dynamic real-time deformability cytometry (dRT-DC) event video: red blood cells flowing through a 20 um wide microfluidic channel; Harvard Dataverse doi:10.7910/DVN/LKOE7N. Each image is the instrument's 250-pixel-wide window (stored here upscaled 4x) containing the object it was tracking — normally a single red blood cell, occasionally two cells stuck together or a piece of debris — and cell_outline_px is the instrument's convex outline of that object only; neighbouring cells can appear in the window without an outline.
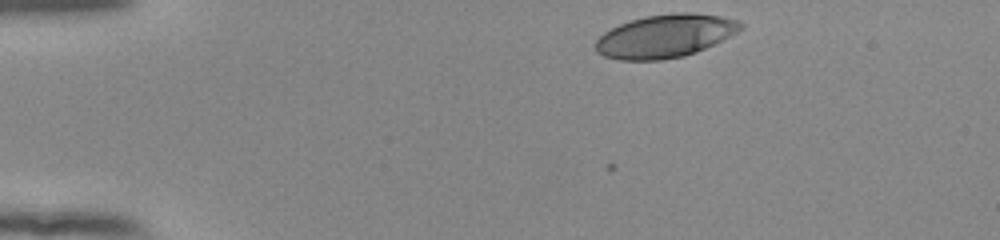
{"species": "human", "species_latin": "Homo sapiens", "temperature_condition": "room temperature", "stored_images_in_passage": 37, "camera_frame_rate_fps": 3000, "um_per_image_px": 0.085, "donor": {"sex": "female"}, "frame": {"image": 1, "passage_image": 1, "time_ms": 0.0, "image_size_px": [1000, 240], "cell_outline_px": [[744, 28], [696, 52], [684, 56], [660, 60], [620, 60], [604, 56], [596, 52], [596, 40], [604, 32], [620, 24], [644, 16], [672, 12], [692, 12], [720, 16], [740, 20], [744, 24]], "centroid_in_image_um": [56.54, 3.05], "position_along_channel_um": 28.5, "area_um2": 36.36}}
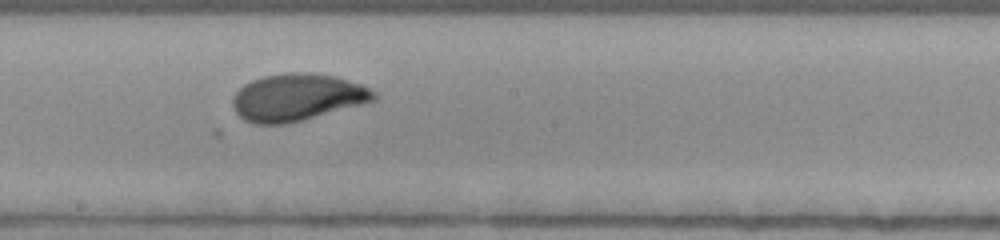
{"frame": {"image": 2, "passage_image": 22, "time_ms": 7.0, "image_size_px": [1000, 240], "cell_outline_px": [[376, 100], [304, 120], [288, 124], [256, 124], [244, 120], [236, 112], [232, 104], [232, 100], [236, 92], [244, 84], [252, 80], [264, 76], [292, 72], [308, 72], [336, 76], [360, 84], [376, 92]], "centroid_in_image_um": [25.25, 8.28], "position_along_channel_um": 222.9, "area_um2": 38.73}}
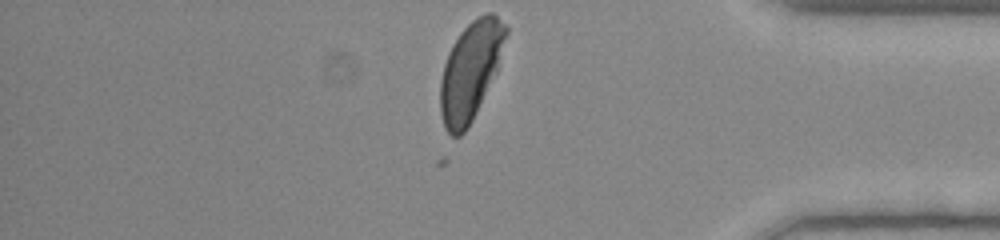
{"frame": {"image": 3, "passage_image": 37, "time_ms": 12.0, "image_size_px": [1000, 240], "cell_outline_px": [[508, 32], [496, 72], [472, 120], [464, 132], [460, 136], [452, 136], [444, 128], [440, 112], [440, 80], [444, 64], [448, 52], [452, 44], [460, 32], [476, 16], [484, 12], [492, 12], [508, 28]], "centroid_in_image_um": [39.97, 6.0], "position_along_channel_um": 395.2, "area_um2": 37.34}, "authors_computed_cell_mechanics": {"area_um2": 37.7434, "velocity_mm_per_s": 3.8832, "shape_relaxation_time_tau1_ms": 3.0302, "shape_relaxation_time_tau2_ms": null, "deformation_change_tau1": 0.1703, "deformation_change_tau2": null}}